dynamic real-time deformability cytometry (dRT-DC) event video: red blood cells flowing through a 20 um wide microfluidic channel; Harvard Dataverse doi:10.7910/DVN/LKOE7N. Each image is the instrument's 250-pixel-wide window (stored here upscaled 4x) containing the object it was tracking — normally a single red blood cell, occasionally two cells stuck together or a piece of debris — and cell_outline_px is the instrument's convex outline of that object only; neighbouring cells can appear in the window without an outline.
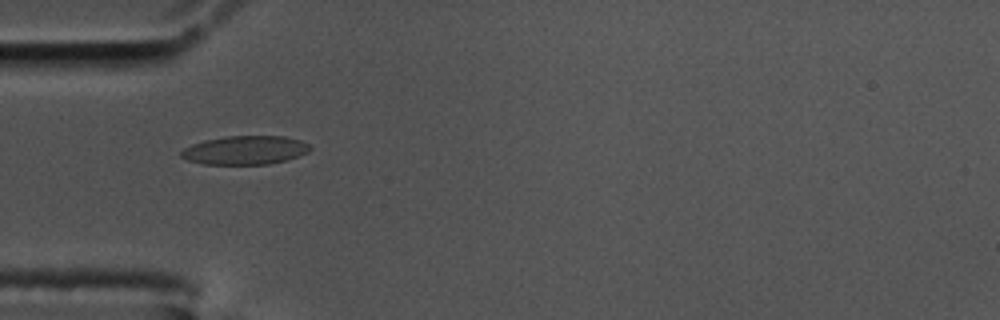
{"species": "common noctule bat (a hibernating species)", "species_latin": "Nyctalus noctula", "temperature_condition": "cold", "stored_images_in_passage": 35, "camera_frame_rate_fps": 3000, "um_per_image_px": 0.085, "animal": {"sex": "male", "body_mass_g": 17.5, "forearm_length_mm": 52.3}, "frame": {"image": 1, "passage_image": 1, "time_ms": 0.0, "image_size_px": [1000, 320], "cell_outline_px": [[312, 148], [308, 152], [284, 160], [268, 164], [204, 164], [188, 160], [180, 156], [180, 152], [184, 148], [192, 144], [204, 140], [224, 136], [284, 136], [300, 140], [308, 144]], "centroid_in_image_um": [20.8, 12.75], "position_along_channel_um": 64.2, "area_um2": 21.44}}
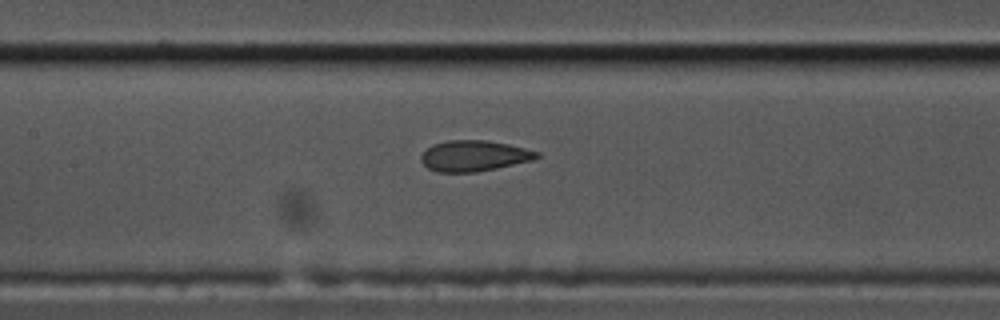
{"frame": {"image": 2, "passage_image": 10, "time_ms": 3.0, "image_size_px": [1000, 320], "cell_outline_px": [[540, 156], [532, 160], [496, 168], [476, 172], [436, 172], [428, 168], [420, 160], [420, 156], [432, 144], [448, 140], [488, 140], [508, 144], [540, 152]], "centroid_in_image_um": [40.28, 13.24], "position_along_channel_um": 167.1, "area_um2": 20.75}}
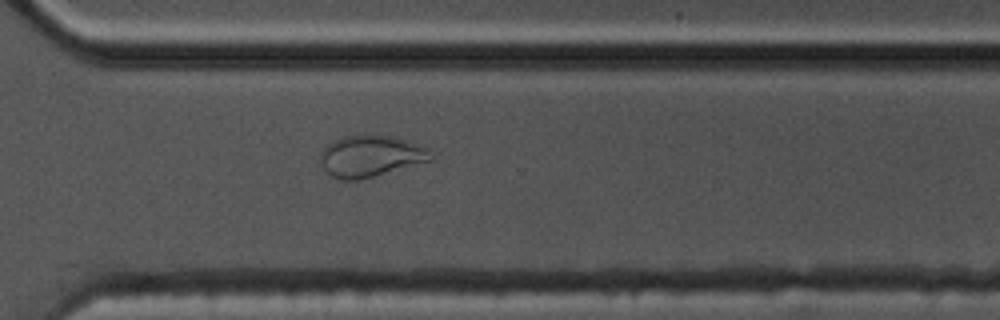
{"frame": {"image": 3, "passage_image": 25, "time_ms": 8.0, "image_size_px": [1000, 320], "cell_outline_px": [[432, 160], [360, 180], [340, 180], [332, 176], [324, 168], [320, 156], [320, 152], [328, 144], [344, 136], [364, 132], [392, 136], [428, 148], [432, 156]], "centroid_in_image_um": [31.49, 13.24], "position_along_channel_um": 339.1, "area_um2": 26.82}, "authors_computed_cell_mechanics": {"area_um2": 20.7502, "velocity_mm_per_s": 3.4429, "shape_relaxation_time_tau1_ms": null, "shape_relaxation_time_tau2_ms": 1.3125, "deformation_change_tau1": null, "deformation_change_tau2": 0.0673}}